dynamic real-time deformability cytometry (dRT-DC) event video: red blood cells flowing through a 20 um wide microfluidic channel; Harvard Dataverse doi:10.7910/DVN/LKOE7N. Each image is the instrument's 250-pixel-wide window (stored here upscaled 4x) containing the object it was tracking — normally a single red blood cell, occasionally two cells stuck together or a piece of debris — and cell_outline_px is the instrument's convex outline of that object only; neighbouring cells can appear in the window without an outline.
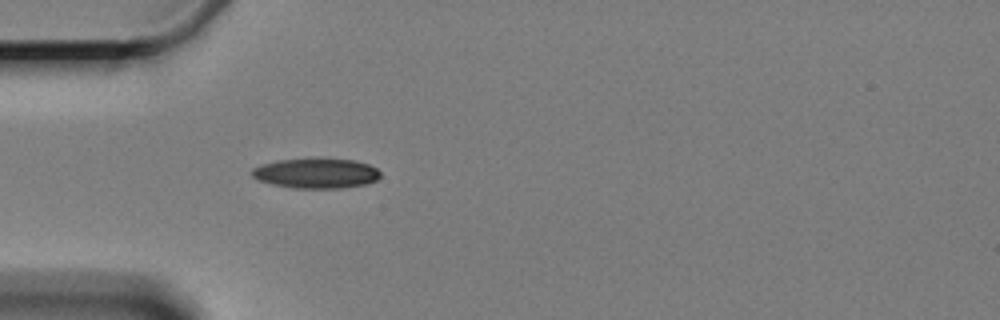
{"species": "Egyptian fruit bat (a non-hibernating species)", "species_latin": "Rousettus aegyptiacus", "temperature_condition": "cold", "stored_images_in_passage": 5, "camera_frame_rate_fps": 3000, "um_per_image_px": 0.085, "animal": {"sex": "female"}, "frame": {"image": 1, "passage_image": 5, "time_ms": 4.333, "image_size_px": [1000, 320], "cell_outline_px": [[380, 176], [376, 180], [364, 184], [340, 188], [296, 188], [272, 184], [260, 180], [252, 176], [252, 168], [260, 164], [276, 160], [312, 156], [320, 156], [356, 160], [368, 164], [376, 168], [380, 172]], "centroid_in_image_um": [26.86, 14.67], "position_along_channel_um": 58.1, "area_um2": 23.18}}